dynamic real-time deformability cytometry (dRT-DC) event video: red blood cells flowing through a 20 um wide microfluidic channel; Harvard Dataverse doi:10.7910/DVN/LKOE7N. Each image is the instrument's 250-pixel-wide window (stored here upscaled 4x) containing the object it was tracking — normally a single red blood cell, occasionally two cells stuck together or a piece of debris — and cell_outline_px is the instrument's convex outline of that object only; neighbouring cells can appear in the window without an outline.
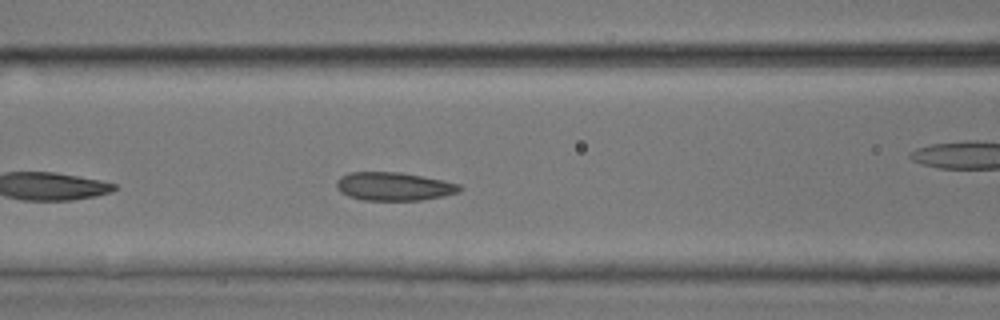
{"species": "common noctule bat (a hibernating species)", "species_latin": "Nyctalus noctula", "temperature_condition": "room temperature", "stored_images_in_passage": 24, "camera_frame_rate_fps": 3000, "um_per_image_px": 0.085, "animal": {"sex": "male", "body_mass_g": 17.9, "forearm_length_mm": 54.2}, "frame": {"image": 1, "passage_image": 8, "time_ms": 2.333, "image_size_px": [1000, 320], "cell_outline_px": [[464, 188], [460, 192], [420, 200], [364, 200], [348, 196], [340, 192], [336, 188], [336, 180], [340, 176], [348, 172], [400, 172], [460, 184]], "centroid_in_image_um": [33.43, 15.84], "position_along_channel_um": 133.2, "area_um2": 20.29}}